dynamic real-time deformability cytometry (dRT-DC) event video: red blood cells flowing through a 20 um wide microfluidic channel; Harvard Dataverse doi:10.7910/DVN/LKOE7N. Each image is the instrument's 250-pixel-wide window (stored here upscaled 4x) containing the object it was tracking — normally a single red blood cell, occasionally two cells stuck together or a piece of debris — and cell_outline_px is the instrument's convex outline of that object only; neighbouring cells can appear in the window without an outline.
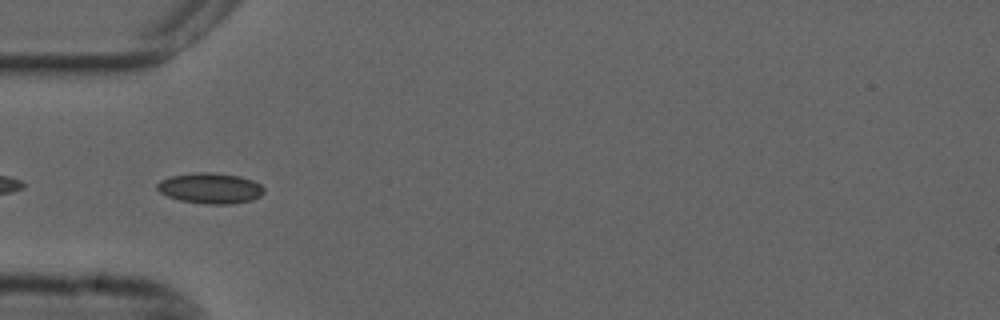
{"species": "common noctule bat (a hibernating species)", "species_latin": "Nyctalus noctula", "temperature_condition": "cold", "stored_images_in_passage": 46, "camera_frame_rate_fps": 3000, "um_per_image_px": 0.085, "animal": {"sex": "male", "forearm_length_mm": 52.5}, "frame": {"image": 1, "passage_image": 8, "time_ms": 2.333, "image_size_px": [1000, 320], "cell_outline_px": [[264, 192], [260, 196], [252, 200], [232, 204], [204, 204], [180, 200], [168, 196], [160, 192], [156, 188], [156, 184], [160, 180], [172, 176], [196, 172], [212, 172], [240, 176], [252, 180], [260, 184], [264, 188]], "centroid_in_image_um": [17.88, 16.0], "position_along_channel_um": 67.1, "area_um2": 19.13}}
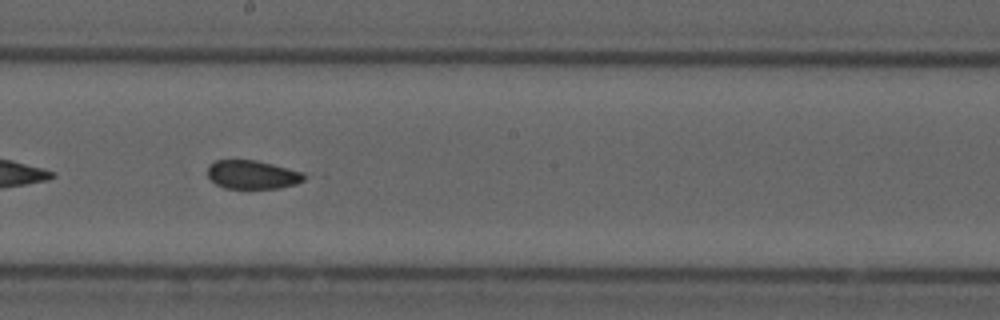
{"frame": {"image": 2, "passage_image": 21, "time_ms": 6.667, "image_size_px": [1000, 320], "cell_outline_px": [[308, 176], [304, 180], [296, 184], [280, 188], [224, 188], [216, 184], [208, 176], [208, 164], [216, 160], [256, 160], [288, 168], [300, 172]], "centroid_in_image_um": [21.45, 14.84], "position_along_channel_um": 226.8, "area_um2": 16.07}}
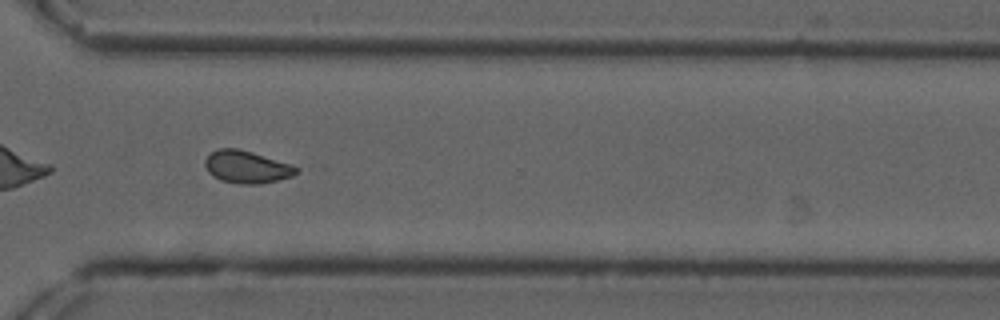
{"frame": {"image": 3, "passage_image": 31, "time_ms": 10.0, "image_size_px": [1000, 320], "cell_outline_px": [[300, 172], [292, 176], [260, 184], [240, 184], [220, 180], [212, 176], [208, 172], [204, 164], [204, 160], [212, 152], [220, 148], [236, 148], [252, 152], [292, 164], [300, 168]], "centroid_in_image_um": [20.99, 14.19], "position_along_channel_um": 349.6, "area_um2": 17.34}, "authors_computed_cell_mechanics": {"area_um2": 17.2822, "velocity_mm_per_s": 3.6787, "shape_relaxation_time_tau1_ms": null, "shape_relaxation_time_tau2_ms": 2.6902, "deformation_change_tau1": null, "deformation_change_tau2": 0.0535}}